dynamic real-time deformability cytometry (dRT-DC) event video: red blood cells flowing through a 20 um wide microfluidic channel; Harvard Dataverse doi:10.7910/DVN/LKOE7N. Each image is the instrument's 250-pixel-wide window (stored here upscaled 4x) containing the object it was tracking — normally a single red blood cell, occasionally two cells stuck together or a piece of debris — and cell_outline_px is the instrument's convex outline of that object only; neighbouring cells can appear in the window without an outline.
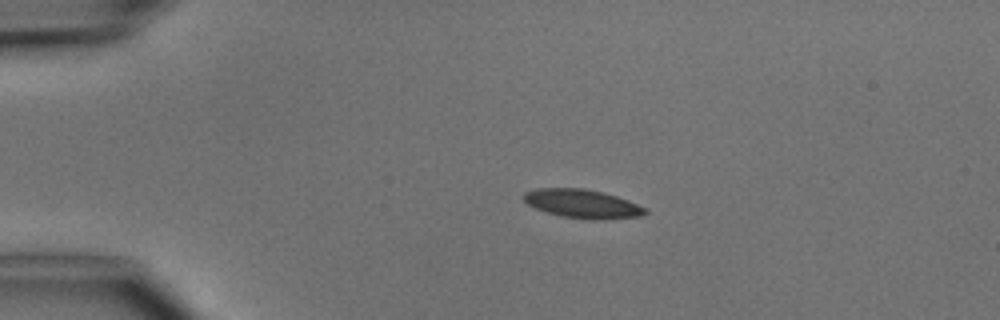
{"species": "common noctule bat (a hibernating species)", "species_latin": "Nyctalus noctula", "temperature_condition": "cold", "stored_images_in_passage": 3, "camera_frame_rate_fps": 3000, "um_per_image_px": 0.085, "animal": {"sex": "male", "body_mass_g": 15.6}, "frame": {"image": 1, "passage_image": 2, "time_ms": 2.0, "image_size_px": [1000, 320], "cell_outline_px": [[648, 212], [640, 216], [604, 220], [588, 220], [560, 216], [536, 208], [528, 204], [524, 200], [524, 192], [540, 188], [584, 188], [616, 196], [628, 200], [648, 208]], "centroid_in_image_um": [49.55, 17.33], "position_along_channel_um": 35.5, "area_um2": 20.35}}